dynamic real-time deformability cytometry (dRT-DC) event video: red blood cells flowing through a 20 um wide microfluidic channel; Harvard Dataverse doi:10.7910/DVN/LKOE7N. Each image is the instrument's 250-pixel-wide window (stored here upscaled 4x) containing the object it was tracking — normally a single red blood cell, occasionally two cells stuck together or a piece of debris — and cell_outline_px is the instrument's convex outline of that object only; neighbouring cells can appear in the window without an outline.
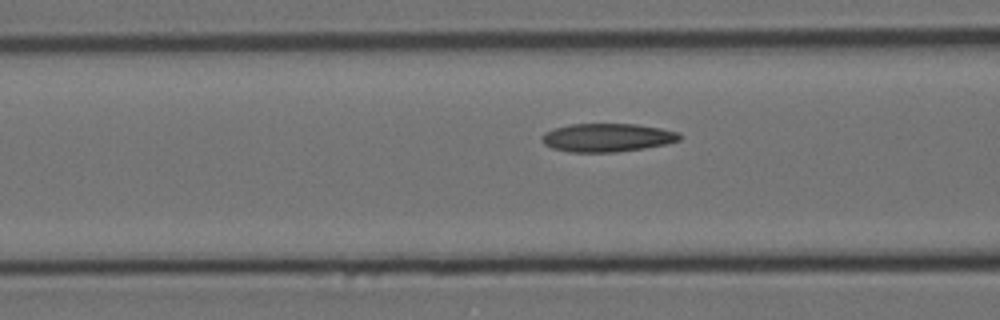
{"species": "Egyptian fruit bat (a non-hibernating species)", "species_latin": "Rousettus aegyptiacus", "temperature_condition": "cold", "stored_images_in_passage": 19, "camera_frame_rate_fps": 3000, "um_per_image_px": 0.085, "animal": {"sex": "female"}, "frame": {"image": 1, "passage_image": 16, "time_ms": 5.0, "image_size_px": [1000, 320], "cell_outline_px": [[680, 140], [668, 144], [644, 148], [616, 152], [568, 152], [552, 148], [544, 144], [540, 136], [544, 132], [552, 128], [572, 124], [636, 124], [660, 128], [680, 132]], "centroid_in_image_um": [51.59, 11.69], "position_along_channel_um": 115.0, "area_um2": 22.95}}